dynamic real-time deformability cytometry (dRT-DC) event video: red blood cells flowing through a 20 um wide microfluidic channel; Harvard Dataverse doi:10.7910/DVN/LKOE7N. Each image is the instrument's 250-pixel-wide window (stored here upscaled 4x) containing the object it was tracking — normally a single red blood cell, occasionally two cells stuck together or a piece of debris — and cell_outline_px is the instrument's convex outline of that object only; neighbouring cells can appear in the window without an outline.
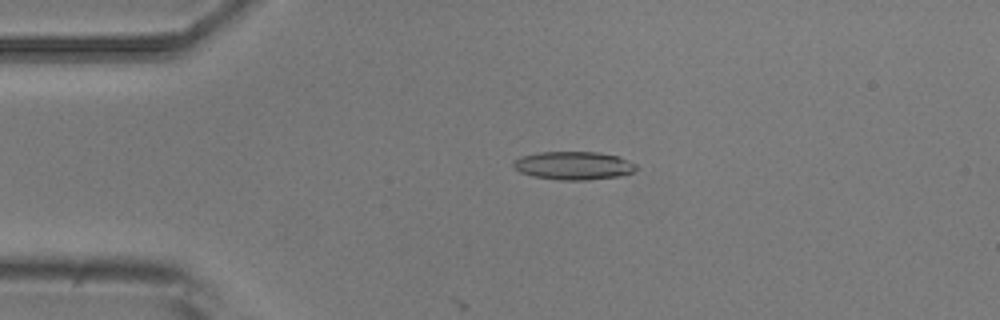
{"species": "common noctule bat (a hibernating species)", "species_latin": "Nyctalus noctula", "temperature_condition": "room temperature", "stored_images_in_passage": 6, "camera_frame_rate_fps": 3000, "um_per_image_px": 0.085, "animal": {"sex": "male", "body_mass_g": 20.5, "forearm_length_mm": 52.5}, "frame": {"image": 1, "passage_image": 4, "time_ms": 3.667, "image_size_px": [1000, 320], "cell_outline_px": [[636, 168], [632, 172], [620, 176], [588, 180], [560, 180], [532, 176], [520, 172], [512, 168], [512, 164], [520, 156], [540, 152], [600, 152], [620, 156], [636, 164]], "centroid_in_image_um": [48.75, 14.07], "position_along_channel_um": 36.3, "area_um2": 20.35}}
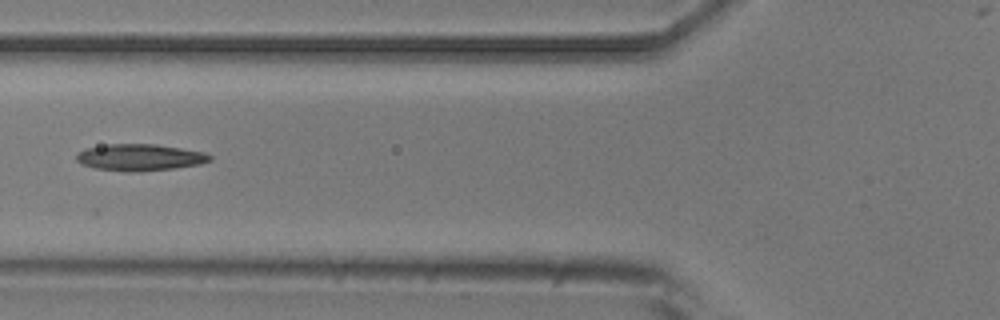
{"frame": {"image": 2, "passage_image": 6, "time_ms": 6.667, "image_size_px": [1000, 320], "cell_outline_px": [[212, 160], [200, 164], [176, 168], [136, 172], [124, 172], [96, 168], [80, 164], [76, 160], [76, 152], [84, 148], [108, 144], [156, 144], [208, 152], [212, 156]], "centroid_in_image_um": [11.89, 13.37], "position_along_channel_um": 113.9, "area_um2": 21.15}}